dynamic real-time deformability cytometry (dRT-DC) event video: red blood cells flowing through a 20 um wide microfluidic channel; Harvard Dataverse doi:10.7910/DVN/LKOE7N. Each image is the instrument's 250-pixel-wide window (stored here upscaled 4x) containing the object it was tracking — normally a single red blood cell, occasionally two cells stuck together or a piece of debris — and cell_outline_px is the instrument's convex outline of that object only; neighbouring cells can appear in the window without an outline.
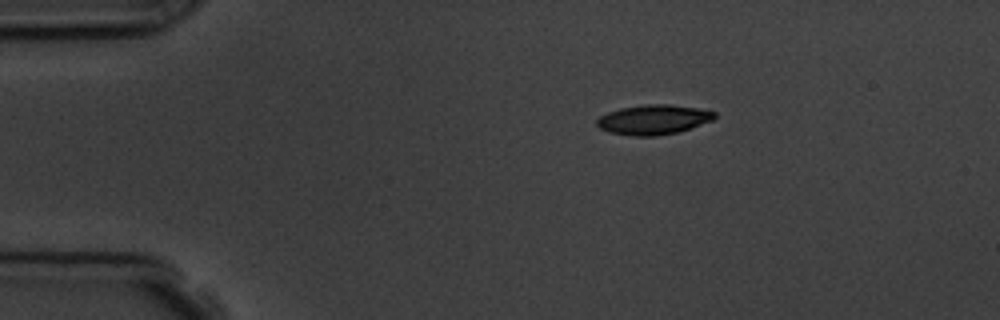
{"species": "common noctule bat (a hibernating species)", "species_latin": "Nyctalus noctula", "temperature_condition": "room temperature", "stored_images_in_passage": 9, "camera_frame_rate_fps": 3000, "um_per_image_px": 0.085, "animal": {"sex": "male", "body_mass_g": 19.5, "forearm_length_mm": 54.6}, "frame": {"image": 1, "passage_image": 1, "time_ms": 0.0, "image_size_px": [1000, 320], "cell_outline_px": [[716, 116], [712, 120], [692, 128], [676, 132], [656, 136], [632, 136], [608, 132], [600, 128], [596, 124], [596, 120], [600, 116], [608, 112], [620, 108], [644, 104], [672, 104], [700, 108], [716, 112]], "centroid_in_image_um": [55.55, 10.16], "position_along_channel_um": 29.5, "area_um2": 20.58}}
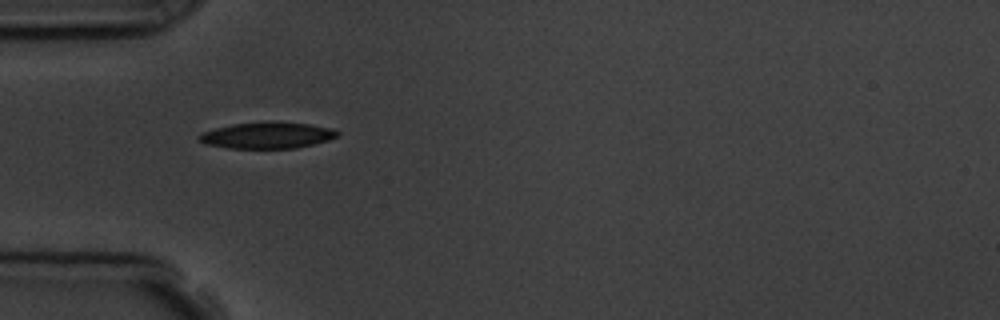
{"frame": {"image": 2, "passage_image": 3, "time_ms": 2.333, "image_size_px": [1000, 320], "cell_outline_px": [[340, 136], [328, 140], [296, 148], [228, 148], [204, 144], [200, 140], [200, 136], [204, 132], [216, 128], [232, 124], [308, 124], [332, 128], [340, 132]], "centroid_in_image_um": [22.75, 11.54], "position_along_channel_um": 62.2, "area_um2": 20.23}}
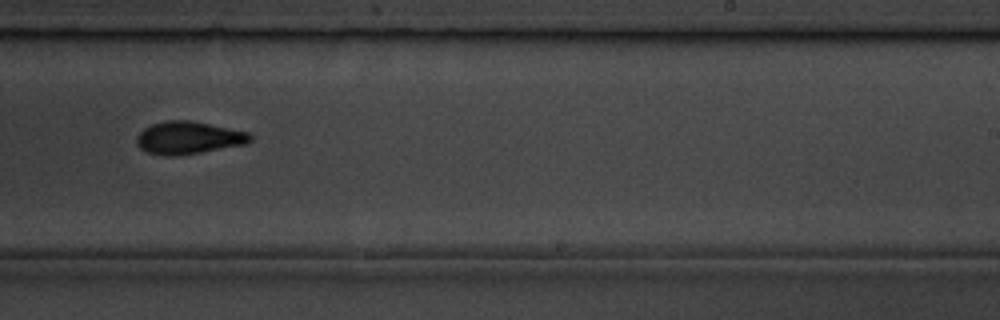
{"frame": {"image": 3, "passage_image": 8, "time_ms": 8.0, "image_size_px": [1000, 320], "cell_outline_px": [[252, 140], [244, 144], [200, 152], [176, 156], [164, 156], [148, 152], [140, 148], [136, 144], [136, 136], [144, 128], [152, 124], [164, 120], [192, 120], [248, 132], [252, 136]], "centroid_in_image_um": [15.98, 11.7], "position_along_channel_um": 273.0, "area_um2": 21.56}}